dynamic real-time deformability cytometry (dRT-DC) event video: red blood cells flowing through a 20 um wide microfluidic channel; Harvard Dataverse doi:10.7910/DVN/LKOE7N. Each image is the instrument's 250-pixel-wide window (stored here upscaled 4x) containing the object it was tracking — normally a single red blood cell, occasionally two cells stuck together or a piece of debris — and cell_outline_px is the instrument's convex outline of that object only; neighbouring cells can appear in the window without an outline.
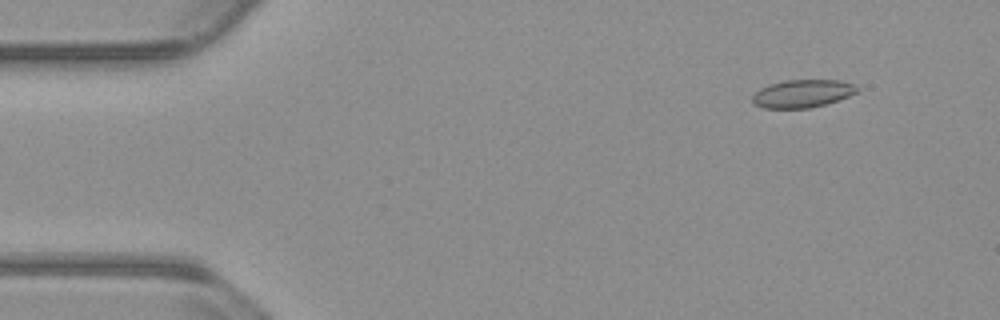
{"species": "common noctule bat (a hibernating species)", "species_latin": "Nyctalus noctula", "temperature_condition": "warm", "stored_images_in_passage": 13, "camera_frame_rate_fps": 3000, "um_per_image_px": 0.085, "animal": {"sex": "male", "body_mass_g": 23.1, "forearm_length_mm": 52.7}, "frame": {"image": 1, "passage_image": 6, "time_ms": 1.667, "image_size_px": [1000, 320], "cell_outline_px": [[860, 88], [856, 92], [848, 96], [824, 104], [808, 108], [764, 108], [756, 104], [752, 100], [752, 96], [760, 88], [768, 84], [784, 80], [840, 80], [856, 84]], "centroid_in_image_um": [68.21, 7.93], "position_along_channel_um": 16.8, "area_um2": 16.94}}